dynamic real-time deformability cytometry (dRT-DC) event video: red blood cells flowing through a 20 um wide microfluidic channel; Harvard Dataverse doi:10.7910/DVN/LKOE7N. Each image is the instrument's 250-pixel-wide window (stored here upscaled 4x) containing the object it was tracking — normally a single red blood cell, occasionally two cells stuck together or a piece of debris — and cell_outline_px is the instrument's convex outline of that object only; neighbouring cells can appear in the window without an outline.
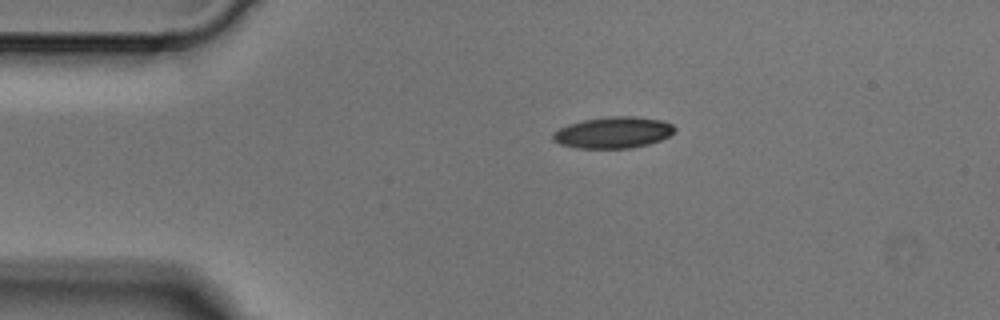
{"species": "Egyptian fruit bat (a non-hibernating species)", "species_latin": "Rousettus aegyptiacus", "temperature_condition": "cold", "stored_images_in_passage": 2, "camera_frame_rate_fps": 3000, "um_per_image_px": 0.085, "animal": {"sex": "male"}, "frame": {"image": 1, "passage_image": 1, "time_ms": 0.0, "image_size_px": [1000, 320], "cell_outline_px": [[676, 128], [668, 136], [660, 140], [648, 144], [632, 148], [576, 148], [560, 144], [552, 140], [552, 132], [568, 124], [584, 120], [612, 116], [636, 116], [664, 120], [672, 124]], "centroid_in_image_um": [52.11, 11.26], "position_along_channel_um": 32.9, "area_um2": 22.31}}